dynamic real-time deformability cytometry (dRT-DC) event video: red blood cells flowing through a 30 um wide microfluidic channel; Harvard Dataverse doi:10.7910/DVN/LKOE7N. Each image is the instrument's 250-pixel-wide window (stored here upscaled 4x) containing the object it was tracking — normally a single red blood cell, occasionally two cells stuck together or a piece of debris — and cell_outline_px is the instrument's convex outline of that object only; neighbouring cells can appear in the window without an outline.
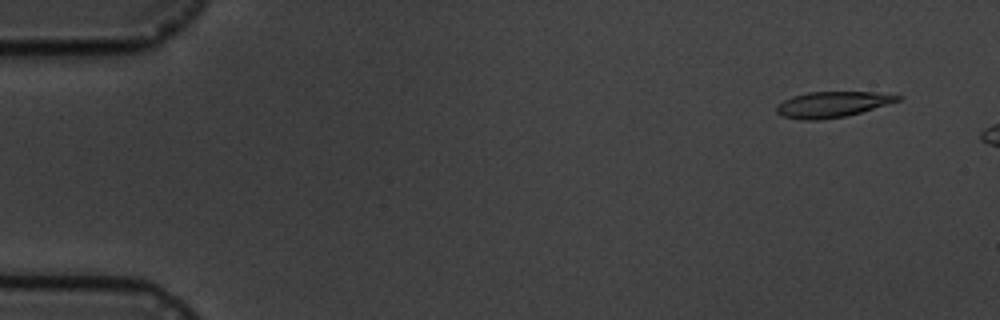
{"species": "common noctule bat (a hibernating species)", "species_latin": "Nyctalus noctula", "temperature_condition": "cold", "stored_images_in_passage": 5, "camera_frame_rate_fps": 3000, "um_per_image_px": 0.085, "animal": {"sex": "male", "body_mass_g": 19.5, "forearm_length_mm": 54.6}, "frame": {"image": 1, "passage_image": 1, "time_ms": 0.0, "image_size_px": [1000, 320], "cell_outline_px": [[904, 96], [900, 100], [888, 104], [848, 116], [820, 120], [800, 120], [784, 116], [776, 112], [776, 108], [784, 100], [792, 96], [808, 92], [876, 92]], "centroid_in_image_um": [70.77, 8.88], "position_along_channel_um": 14.2, "area_um2": 18.15}}